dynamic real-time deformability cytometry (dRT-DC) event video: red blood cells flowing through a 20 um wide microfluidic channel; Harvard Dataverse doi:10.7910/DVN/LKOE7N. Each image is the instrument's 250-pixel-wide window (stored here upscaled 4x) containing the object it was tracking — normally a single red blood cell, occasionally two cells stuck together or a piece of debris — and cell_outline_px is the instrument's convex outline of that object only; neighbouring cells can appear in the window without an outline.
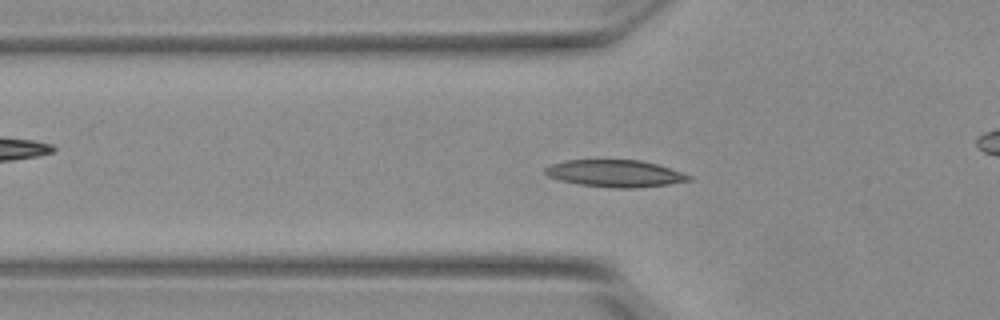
{"species": "Egyptian fruit bat (a non-hibernating species)", "species_latin": "Rousettus aegyptiacus", "temperature_condition": "warm", "stored_images_in_passage": 44, "camera_frame_rate_fps": 3000, "um_per_image_px": 0.085, "animal": {"sex": "female"}, "frame": {"image": 1, "passage_image": 8, "time_ms": 2.333, "image_size_px": [1000, 320], "cell_outline_px": [[692, 180], [668, 184], [636, 188], [616, 188], [580, 184], [560, 180], [548, 176], [544, 172], [544, 168], [552, 164], [564, 160], [640, 160], [656, 164], [692, 176]], "centroid_in_image_um": [52.26, 14.74], "position_along_channel_um": 73.5, "area_um2": 22.43}}
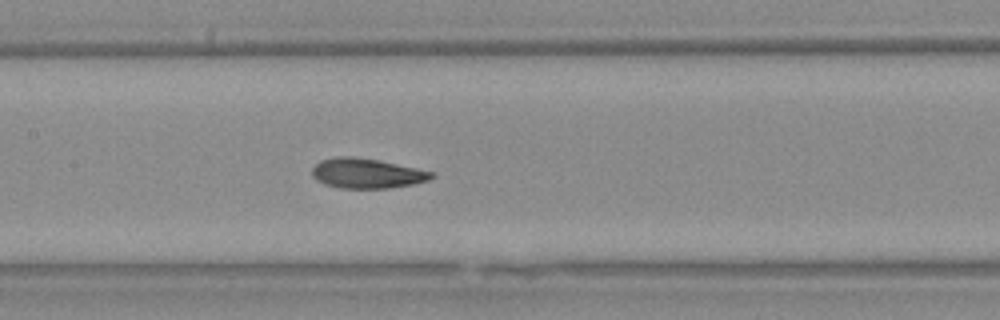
{"frame": {"image": 2, "passage_image": 16, "time_ms": 5.0, "image_size_px": [1000, 320], "cell_outline_px": [[436, 176], [428, 180], [412, 184], [388, 188], [340, 188], [324, 184], [316, 180], [312, 176], [312, 168], [320, 160], [340, 156], [352, 156], [376, 160], [416, 168], [432, 172]], "centroid_in_image_um": [31.14, 14.74], "position_along_channel_um": 176.3, "area_um2": 20.63}}
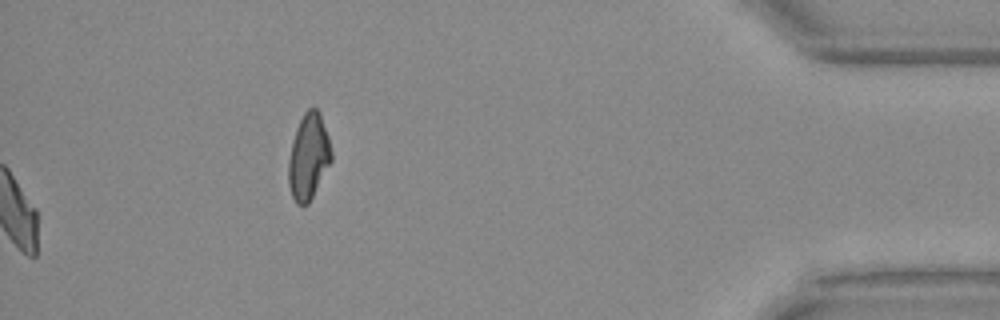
{"frame": {"image": 3, "passage_image": 44, "time_ms": 14.333, "image_size_px": [1000, 320], "cell_outline_px": [[332, 160], [308, 204], [296, 204], [292, 196], [288, 184], [288, 160], [296, 128], [304, 112], [308, 108], [316, 108], [320, 112], [328, 136], [332, 152]], "centroid_in_image_um": [26.22, 13.31], "position_along_channel_um": 409.0, "area_um2": 21.33}, "authors_computed_cell_mechanics": {"area_um2": 20.7502, "velocity_mm_per_s": 3.8332, "shape_relaxation_time_tau1_ms": 10.3788, "shape_relaxation_time_tau2_ms": 2.0879, "deformation_change_tau1": 0.2474, "deformation_change_tau2": 0.0636}}